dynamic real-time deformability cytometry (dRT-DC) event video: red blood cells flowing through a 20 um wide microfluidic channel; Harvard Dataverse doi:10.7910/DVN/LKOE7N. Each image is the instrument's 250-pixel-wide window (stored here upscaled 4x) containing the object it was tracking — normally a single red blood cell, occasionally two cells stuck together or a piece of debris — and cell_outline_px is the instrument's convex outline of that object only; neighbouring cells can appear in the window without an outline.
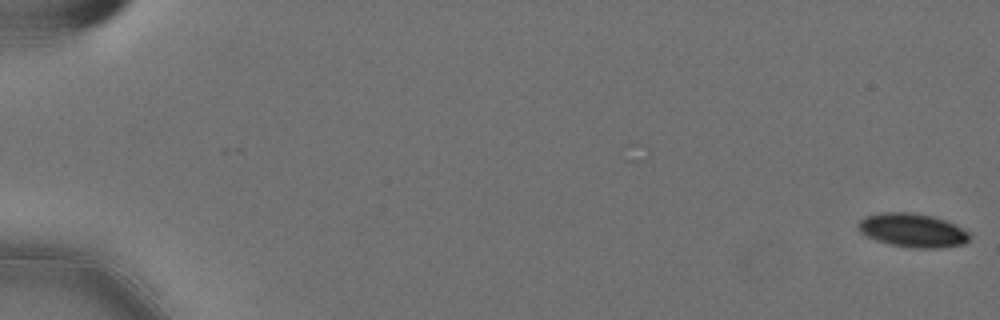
{"species": "Egyptian fruit bat (a non-hibernating species)", "species_latin": "Rousettus aegyptiacus", "temperature_condition": "cold", "stored_images_in_passage": 33, "camera_frame_rate_fps": 3000, "um_per_image_px": 0.085, "animal": {"sex": "female"}, "frame": {"image": 1, "passage_image": 1, "time_ms": 0.0, "image_size_px": [1000, 320], "cell_outline_px": [[968, 240], [964, 244], [940, 248], [912, 248], [888, 244], [876, 240], [860, 232], [856, 224], [860, 220], [868, 216], [880, 212], [912, 212], [932, 216], [944, 220], [968, 232]], "centroid_in_image_um": [77.52, 19.58], "position_along_channel_um": 7.5, "area_um2": 21.73}}
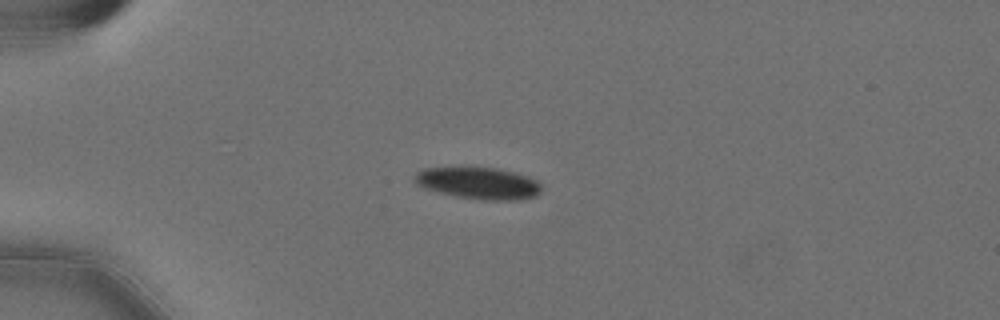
{"frame": {"image": 2, "passage_image": 16, "time_ms": 5.0, "image_size_px": [1000, 320], "cell_outline_px": [[540, 192], [536, 196], [516, 200], [484, 200], [456, 196], [424, 188], [416, 184], [412, 180], [416, 172], [424, 168], [464, 164], [500, 168], [516, 172], [540, 180]], "centroid_in_image_um": [40.64, 15.5], "position_along_channel_um": 44.4, "area_um2": 24.68}}
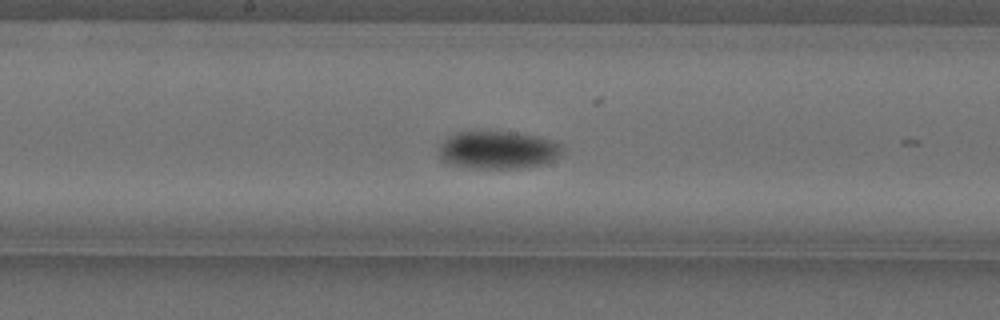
{"frame": {"image": 3, "passage_image": 32, "time_ms": 10.333, "image_size_px": [1000, 320], "cell_outline_px": [[564, 148], [560, 156], [544, 164], [520, 168], [472, 168], [448, 164], [440, 160], [440, 144], [448, 136], [460, 132], [516, 132], [540, 136], [552, 140], [560, 144]], "centroid_in_image_um": [42.35, 12.75], "position_along_channel_um": 205.9, "area_um2": 27.34}}